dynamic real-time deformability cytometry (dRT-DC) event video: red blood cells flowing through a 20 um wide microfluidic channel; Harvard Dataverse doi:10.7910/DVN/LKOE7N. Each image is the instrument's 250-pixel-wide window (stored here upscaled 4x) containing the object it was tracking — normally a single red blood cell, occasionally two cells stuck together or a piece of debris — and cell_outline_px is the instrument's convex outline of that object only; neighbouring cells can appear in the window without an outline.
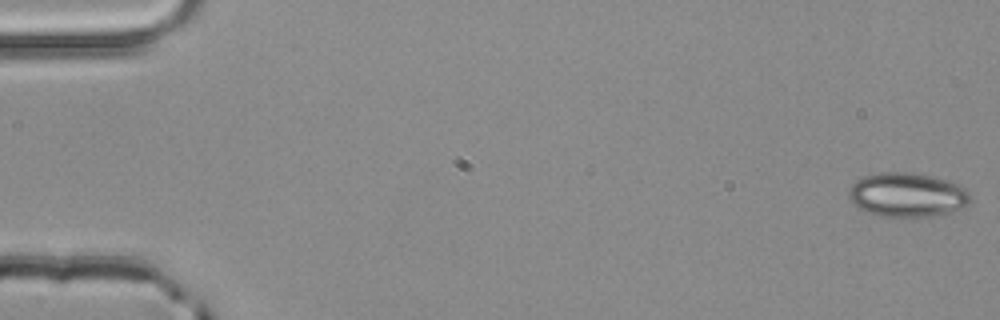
{"species": "common noctule bat (a hibernating species)", "species_latin": "Nyctalus noctula", "temperature_condition": "room temperature", "stored_images_in_passage": 4, "camera_frame_rate_fps": 3000, "um_per_image_px": 0.085, "animal": {"sex": "male", "body_mass_g": 20.4}, "frame": {"image": 1, "passage_image": 1, "time_ms": 0.0, "image_size_px": [1000, 320], "cell_outline_px": [[972, 200], [968, 204], [960, 208], [948, 212], [932, 216], [880, 216], [868, 212], [860, 208], [848, 200], [848, 188], [856, 180], [864, 176], [880, 172], [916, 172], [932, 176], [960, 184], [968, 192]], "centroid_in_image_um": [77.09, 16.54], "position_along_channel_um": 7.9, "area_um2": 31.39}}